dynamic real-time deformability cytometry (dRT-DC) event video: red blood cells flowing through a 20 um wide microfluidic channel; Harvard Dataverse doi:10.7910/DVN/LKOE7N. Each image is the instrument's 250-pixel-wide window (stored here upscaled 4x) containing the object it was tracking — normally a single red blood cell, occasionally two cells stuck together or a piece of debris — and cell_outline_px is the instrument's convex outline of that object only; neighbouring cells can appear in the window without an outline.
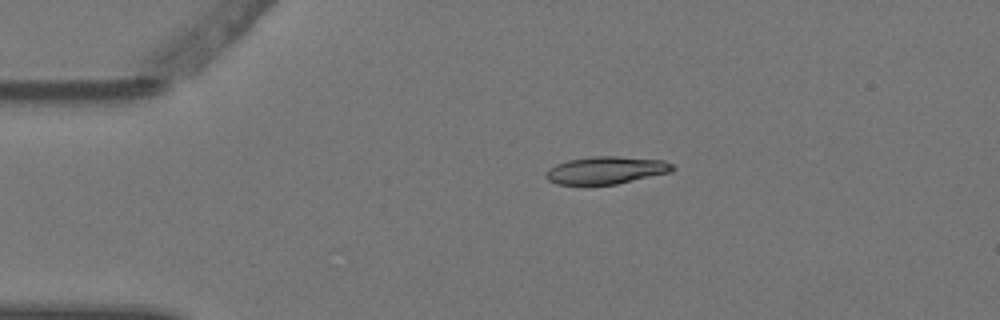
{"species": "Egyptian fruit bat (a non-hibernating species)", "species_latin": "Rousettus aegyptiacus", "temperature_condition": "warm", "stored_images_in_passage": 4, "camera_frame_rate_fps": 3000, "um_per_image_px": 0.085, "animal": {"sex": "female"}, "frame": {"image": 1, "passage_image": 1, "time_ms": 0.0, "image_size_px": [1000, 320], "cell_outline_px": [[676, 168], [672, 172], [616, 184], [556, 184], [548, 180], [544, 176], [544, 172], [548, 168], [556, 164], [568, 160], [592, 156], [616, 156], [664, 160], [672, 164]], "centroid_in_image_um": [51.51, 14.46], "position_along_channel_um": 33.5, "area_um2": 20.4}}
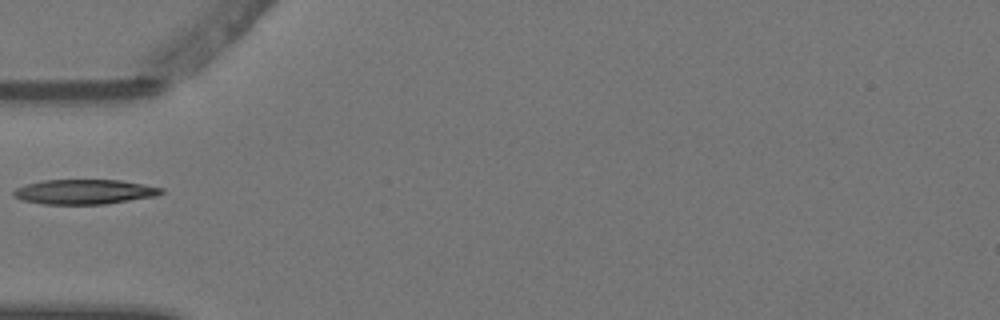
{"frame": {"image": 2, "passage_image": 3, "time_ms": 0.667, "image_size_px": [1000, 320], "cell_outline_px": [[164, 192], [156, 196], [104, 204], [44, 204], [20, 200], [12, 196], [12, 192], [16, 188], [28, 184], [44, 180], [120, 180], [164, 188]], "centroid_in_image_um": [7.16, 16.3], "position_along_channel_um": 77.8, "area_um2": 21.27}}
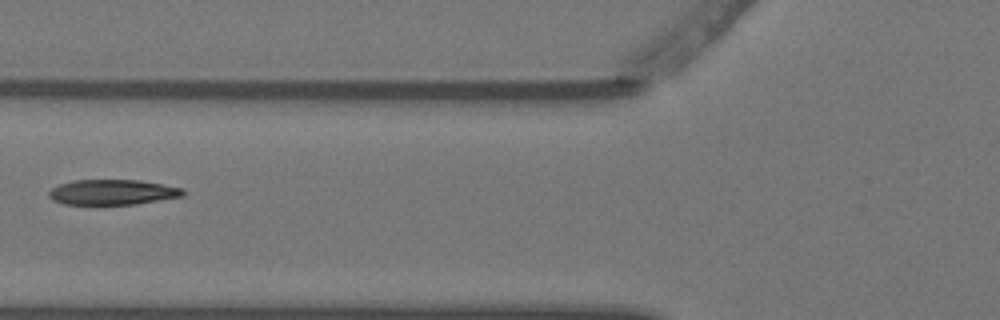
{"frame": {"image": 3, "passage_image": 4, "time_ms": 1.0, "image_size_px": [1000, 320], "cell_outline_px": [[184, 196], [136, 204], [100, 208], [96, 208], [64, 204], [52, 200], [48, 196], [48, 192], [52, 188], [60, 184], [72, 180], [140, 180], [164, 184], [184, 188]], "centroid_in_image_um": [9.52, 16.39], "position_along_channel_um": 116.3, "area_um2": 20.92}}